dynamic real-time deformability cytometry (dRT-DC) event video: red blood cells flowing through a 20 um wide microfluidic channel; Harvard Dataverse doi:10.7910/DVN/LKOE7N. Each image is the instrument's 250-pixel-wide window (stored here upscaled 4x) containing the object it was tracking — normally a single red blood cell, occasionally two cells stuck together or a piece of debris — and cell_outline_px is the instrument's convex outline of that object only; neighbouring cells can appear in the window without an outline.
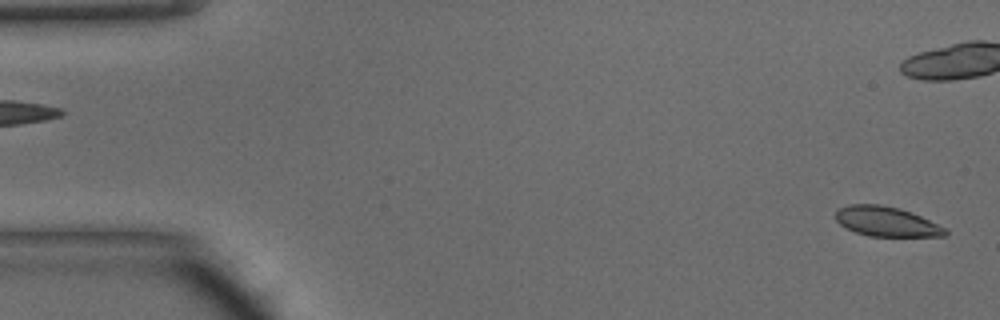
{"species": "common noctule bat (a hibernating species)", "species_latin": "Nyctalus noctula", "temperature_condition": "warm", "stored_images_in_passage": 48, "camera_frame_rate_fps": 3000, "um_per_image_px": 0.085, "animal": {"sex": "male", "body_mass_g": 15.6}, "frame": {"image": 1, "passage_image": 1, "time_ms": 0.0, "image_size_px": [1000, 320], "cell_outline_px": [[948, 232], [944, 236], [868, 236], [856, 232], [840, 224], [836, 220], [836, 212], [840, 208], [848, 204], [880, 204], [900, 208], [912, 212], [944, 228]], "centroid_in_image_um": [75.32, 18.82], "position_along_channel_um": 9.7, "area_um2": 18.79}, "authors_computed_cell_mechanics": {"area_um2": 20.0855, "velocity_mm_per_s": 4.2082, "shape_relaxation_time_tau1_ms": 6.5615, "shape_relaxation_time_tau2_ms": 0.9739, "deformation_change_tau1": 0.1701, "deformation_change_tau2": 0.0442}}